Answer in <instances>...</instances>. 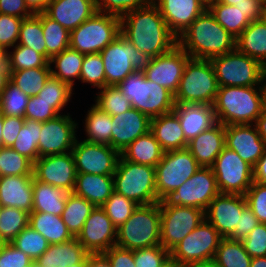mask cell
Here are the masks:
<instances>
[{
    "label": "cell",
    "mask_w": 266,
    "mask_h": 267,
    "mask_svg": "<svg viewBox=\"0 0 266 267\" xmlns=\"http://www.w3.org/2000/svg\"><path fill=\"white\" fill-rule=\"evenodd\" d=\"M66 190L33 179V212L61 216L67 202Z\"/></svg>",
    "instance_id": "35"
},
{
    "label": "cell",
    "mask_w": 266,
    "mask_h": 267,
    "mask_svg": "<svg viewBox=\"0 0 266 267\" xmlns=\"http://www.w3.org/2000/svg\"><path fill=\"white\" fill-rule=\"evenodd\" d=\"M96 12L95 0H51L44 13L71 32Z\"/></svg>",
    "instance_id": "25"
},
{
    "label": "cell",
    "mask_w": 266,
    "mask_h": 267,
    "mask_svg": "<svg viewBox=\"0 0 266 267\" xmlns=\"http://www.w3.org/2000/svg\"><path fill=\"white\" fill-rule=\"evenodd\" d=\"M250 267H266V256L252 258Z\"/></svg>",
    "instance_id": "71"
},
{
    "label": "cell",
    "mask_w": 266,
    "mask_h": 267,
    "mask_svg": "<svg viewBox=\"0 0 266 267\" xmlns=\"http://www.w3.org/2000/svg\"><path fill=\"white\" fill-rule=\"evenodd\" d=\"M169 255L170 252L161 244L134 250L135 267H160Z\"/></svg>",
    "instance_id": "56"
},
{
    "label": "cell",
    "mask_w": 266,
    "mask_h": 267,
    "mask_svg": "<svg viewBox=\"0 0 266 267\" xmlns=\"http://www.w3.org/2000/svg\"><path fill=\"white\" fill-rule=\"evenodd\" d=\"M103 255L110 262L111 267H135L134 251L130 249L112 246Z\"/></svg>",
    "instance_id": "62"
},
{
    "label": "cell",
    "mask_w": 266,
    "mask_h": 267,
    "mask_svg": "<svg viewBox=\"0 0 266 267\" xmlns=\"http://www.w3.org/2000/svg\"><path fill=\"white\" fill-rule=\"evenodd\" d=\"M75 90L70 85L50 76L37 96L41 97L45 102L50 103V106L59 114H63L69 113L66 112L69 108L67 106L73 102L72 98L76 95ZM65 108L67 109L65 110Z\"/></svg>",
    "instance_id": "40"
},
{
    "label": "cell",
    "mask_w": 266,
    "mask_h": 267,
    "mask_svg": "<svg viewBox=\"0 0 266 267\" xmlns=\"http://www.w3.org/2000/svg\"><path fill=\"white\" fill-rule=\"evenodd\" d=\"M77 171L72 152L39 157L33 163V177L41 182L73 192Z\"/></svg>",
    "instance_id": "18"
},
{
    "label": "cell",
    "mask_w": 266,
    "mask_h": 267,
    "mask_svg": "<svg viewBox=\"0 0 266 267\" xmlns=\"http://www.w3.org/2000/svg\"><path fill=\"white\" fill-rule=\"evenodd\" d=\"M7 66L9 71L50 67L49 60L44 55L20 44L8 50Z\"/></svg>",
    "instance_id": "46"
},
{
    "label": "cell",
    "mask_w": 266,
    "mask_h": 267,
    "mask_svg": "<svg viewBox=\"0 0 266 267\" xmlns=\"http://www.w3.org/2000/svg\"><path fill=\"white\" fill-rule=\"evenodd\" d=\"M17 44L32 48L47 58L46 44L41 23V13L23 19Z\"/></svg>",
    "instance_id": "48"
},
{
    "label": "cell",
    "mask_w": 266,
    "mask_h": 267,
    "mask_svg": "<svg viewBox=\"0 0 266 267\" xmlns=\"http://www.w3.org/2000/svg\"><path fill=\"white\" fill-rule=\"evenodd\" d=\"M29 225V213L12 207H2L0 210V239L11 243L16 236Z\"/></svg>",
    "instance_id": "45"
},
{
    "label": "cell",
    "mask_w": 266,
    "mask_h": 267,
    "mask_svg": "<svg viewBox=\"0 0 266 267\" xmlns=\"http://www.w3.org/2000/svg\"><path fill=\"white\" fill-rule=\"evenodd\" d=\"M208 10L216 21L234 38H237L251 23L240 9L223 3H213Z\"/></svg>",
    "instance_id": "41"
},
{
    "label": "cell",
    "mask_w": 266,
    "mask_h": 267,
    "mask_svg": "<svg viewBox=\"0 0 266 267\" xmlns=\"http://www.w3.org/2000/svg\"><path fill=\"white\" fill-rule=\"evenodd\" d=\"M11 244L34 261L49 247L47 239L29 225L16 236Z\"/></svg>",
    "instance_id": "51"
},
{
    "label": "cell",
    "mask_w": 266,
    "mask_h": 267,
    "mask_svg": "<svg viewBox=\"0 0 266 267\" xmlns=\"http://www.w3.org/2000/svg\"><path fill=\"white\" fill-rule=\"evenodd\" d=\"M79 82L83 84L81 87L89 85L96 90L106 86V75L100 53L85 55Z\"/></svg>",
    "instance_id": "52"
},
{
    "label": "cell",
    "mask_w": 266,
    "mask_h": 267,
    "mask_svg": "<svg viewBox=\"0 0 266 267\" xmlns=\"http://www.w3.org/2000/svg\"><path fill=\"white\" fill-rule=\"evenodd\" d=\"M191 267H219L213 261L196 264Z\"/></svg>",
    "instance_id": "75"
},
{
    "label": "cell",
    "mask_w": 266,
    "mask_h": 267,
    "mask_svg": "<svg viewBox=\"0 0 266 267\" xmlns=\"http://www.w3.org/2000/svg\"><path fill=\"white\" fill-rule=\"evenodd\" d=\"M24 123V117L3 116L2 139L4 147H12Z\"/></svg>",
    "instance_id": "63"
},
{
    "label": "cell",
    "mask_w": 266,
    "mask_h": 267,
    "mask_svg": "<svg viewBox=\"0 0 266 267\" xmlns=\"http://www.w3.org/2000/svg\"><path fill=\"white\" fill-rule=\"evenodd\" d=\"M251 260L242 241L222 238L213 262L219 267H250Z\"/></svg>",
    "instance_id": "39"
},
{
    "label": "cell",
    "mask_w": 266,
    "mask_h": 267,
    "mask_svg": "<svg viewBox=\"0 0 266 267\" xmlns=\"http://www.w3.org/2000/svg\"><path fill=\"white\" fill-rule=\"evenodd\" d=\"M94 208L95 206L83 197L73 192L68 193L61 218L73 237H77L80 233L86 219Z\"/></svg>",
    "instance_id": "38"
},
{
    "label": "cell",
    "mask_w": 266,
    "mask_h": 267,
    "mask_svg": "<svg viewBox=\"0 0 266 267\" xmlns=\"http://www.w3.org/2000/svg\"><path fill=\"white\" fill-rule=\"evenodd\" d=\"M236 49L266 67V17L247 26L236 38Z\"/></svg>",
    "instance_id": "33"
},
{
    "label": "cell",
    "mask_w": 266,
    "mask_h": 267,
    "mask_svg": "<svg viewBox=\"0 0 266 267\" xmlns=\"http://www.w3.org/2000/svg\"><path fill=\"white\" fill-rule=\"evenodd\" d=\"M121 35L150 58L170 51L178 38L170 31L158 7L151 2L120 19Z\"/></svg>",
    "instance_id": "1"
},
{
    "label": "cell",
    "mask_w": 266,
    "mask_h": 267,
    "mask_svg": "<svg viewBox=\"0 0 266 267\" xmlns=\"http://www.w3.org/2000/svg\"><path fill=\"white\" fill-rule=\"evenodd\" d=\"M160 267H185L184 265L180 264L177 260H175L171 255H169Z\"/></svg>",
    "instance_id": "70"
},
{
    "label": "cell",
    "mask_w": 266,
    "mask_h": 267,
    "mask_svg": "<svg viewBox=\"0 0 266 267\" xmlns=\"http://www.w3.org/2000/svg\"><path fill=\"white\" fill-rule=\"evenodd\" d=\"M22 21L20 17L0 14V46L7 51L17 44Z\"/></svg>",
    "instance_id": "55"
},
{
    "label": "cell",
    "mask_w": 266,
    "mask_h": 267,
    "mask_svg": "<svg viewBox=\"0 0 266 267\" xmlns=\"http://www.w3.org/2000/svg\"><path fill=\"white\" fill-rule=\"evenodd\" d=\"M245 198L259 222L266 223V184L253 182Z\"/></svg>",
    "instance_id": "57"
},
{
    "label": "cell",
    "mask_w": 266,
    "mask_h": 267,
    "mask_svg": "<svg viewBox=\"0 0 266 267\" xmlns=\"http://www.w3.org/2000/svg\"><path fill=\"white\" fill-rule=\"evenodd\" d=\"M89 253L76 239L49 244L48 249L35 261L40 267H69L80 263Z\"/></svg>",
    "instance_id": "31"
},
{
    "label": "cell",
    "mask_w": 266,
    "mask_h": 267,
    "mask_svg": "<svg viewBox=\"0 0 266 267\" xmlns=\"http://www.w3.org/2000/svg\"><path fill=\"white\" fill-rule=\"evenodd\" d=\"M0 176H33V162L12 148H0Z\"/></svg>",
    "instance_id": "49"
},
{
    "label": "cell",
    "mask_w": 266,
    "mask_h": 267,
    "mask_svg": "<svg viewBox=\"0 0 266 267\" xmlns=\"http://www.w3.org/2000/svg\"><path fill=\"white\" fill-rule=\"evenodd\" d=\"M50 76V67L10 71V81L29 97L36 96Z\"/></svg>",
    "instance_id": "42"
},
{
    "label": "cell",
    "mask_w": 266,
    "mask_h": 267,
    "mask_svg": "<svg viewBox=\"0 0 266 267\" xmlns=\"http://www.w3.org/2000/svg\"><path fill=\"white\" fill-rule=\"evenodd\" d=\"M34 262L11 243H4L0 249V267H31Z\"/></svg>",
    "instance_id": "60"
},
{
    "label": "cell",
    "mask_w": 266,
    "mask_h": 267,
    "mask_svg": "<svg viewBox=\"0 0 266 267\" xmlns=\"http://www.w3.org/2000/svg\"><path fill=\"white\" fill-rule=\"evenodd\" d=\"M190 58L177 44L170 51L151 58L148 67L143 72L146 79L156 82L174 95Z\"/></svg>",
    "instance_id": "19"
},
{
    "label": "cell",
    "mask_w": 266,
    "mask_h": 267,
    "mask_svg": "<svg viewBox=\"0 0 266 267\" xmlns=\"http://www.w3.org/2000/svg\"><path fill=\"white\" fill-rule=\"evenodd\" d=\"M42 122L25 119L12 149L30 159L33 163L39 158V138Z\"/></svg>",
    "instance_id": "44"
},
{
    "label": "cell",
    "mask_w": 266,
    "mask_h": 267,
    "mask_svg": "<svg viewBox=\"0 0 266 267\" xmlns=\"http://www.w3.org/2000/svg\"><path fill=\"white\" fill-rule=\"evenodd\" d=\"M253 182L266 184V147L263 156L258 160L253 169Z\"/></svg>",
    "instance_id": "66"
},
{
    "label": "cell",
    "mask_w": 266,
    "mask_h": 267,
    "mask_svg": "<svg viewBox=\"0 0 266 267\" xmlns=\"http://www.w3.org/2000/svg\"><path fill=\"white\" fill-rule=\"evenodd\" d=\"M170 31L178 38L207 8L199 0H152Z\"/></svg>",
    "instance_id": "24"
},
{
    "label": "cell",
    "mask_w": 266,
    "mask_h": 267,
    "mask_svg": "<svg viewBox=\"0 0 266 267\" xmlns=\"http://www.w3.org/2000/svg\"><path fill=\"white\" fill-rule=\"evenodd\" d=\"M263 102L266 105V77H265V80L263 82Z\"/></svg>",
    "instance_id": "78"
},
{
    "label": "cell",
    "mask_w": 266,
    "mask_h": 267,
    "mask_svg": "<svg viewBox=\"0 0 266 267\" xmlns=\"http://www.w3.org/2000/svg\"><path fill=\"white\" fill-rule=\"evenodd\" d=\"M234 6L251 22L266 17V0H244Z\"/></svg>",
    "instance_id": "64"
},
{
    "label": "cell",
    "mask_w": 266,
    "mask_h": 267,
    "mask_svg": "<svg viewBox=\"0 0 266 267\" xmlns=\"http://www.w3.org/2000/svg\"><path fill=\"white\" fill-rule=\"evenodd\" d=\"M50 1L51 0H25V4L33 14H37L45 12Z\"/></svg>",
    "instance_id": "67"
},
{
    "label": "cell",
    "mask_w": 266,
    "mask_h": 267,
    "mask_svg": "<svg viewBox=\"0 0 266 267\" xmlns=\"http://www.w3.org/2000/svg\"><path fill=\"white\" fill-rule=\"evenodd\" d=\"M94 96V104L111 116L122 114L132 108L129 99L122 94L118 86H105L97 90Z\"/></svg>",
    "instance_id": "47"
},
{
    "label": "cell",
    "mask_w": 266,
    "mask_h": 267,
    "mask_svg": "<svg viewBox=\"0 0 266 267\" xmlns=\"http://www.w3.org/2000/svg\"><path fill=\"white\" fill-rule=\"evenodd\" d=\"M215 71L210 60L190 58L184 68L174 101L178 104L213 105L218 92Z\"/></svg>",
    "instance_id": "7"
},
{
    "label": "cell",
    "mask_w": 266,
    "mask_h": 267,
    "mask_svg": "<svg viewBox=\"0 0 266 267\" xmlns=\"http://www.w3.org/2000/svg\"><path fill=\"white\" fill-rule=\"evenodd\" d=\"M69 267H88V255L78 264H73Z\"/></svg>",
    "instance_id": "76"
},
{
    "label": "cell",
    "mask_w": 266,
    "mask_h": 267,
    "mask_svg": "<svg viewBox=\"0 0 266 267\" xmlns=\"http://www.w3.org/2000/svg\"><path fill=\"white\" fill-rule=\"evenodd\" d=\"M8 51L0 46V67L7 66Z\"/></svg>",
    "instance_id": "72"
},
{
    "label": "cell",
    "mask_w": 266,
    "mask_h": 267,
    "mask_svg": "<svg viewBox=\"0 0 266 267\" xmlns=\"http://www.w3.org/2000/svg\"><path fill=\"white\" fill-rule=\"evenodd\" d=\"M113 180L114 191L138 205L160 202L157 197L153 166L133 163L120 155Z\"/></svg>",
    "instance_id": "6"
},
{
    "label": "cell",
    "mask_w": 266,
    "mask_h": 267,
    "mask_svg": "<svg viewBox=\"0 0 266 267\" xmlns=\"http://www.w3.org/2000/svg\"><path fill=\"white\" fill-rule=\"evenodd\" d=\"M113 192V175L80 173L76 176L73 193L83 197L95 207H101Z\"/></svg>",
    "instance_id": "30"
},
{
    "label": "cell",
    "mask_w": 266,
    "mask_h": 267,
    "mask_svg": "<svg viewBox=\"0 0 266 267\" xmlns=\"http://www.w3.org/2000/svg\"><path fill=\"white\" fill-rule=\"evenodd\" d=\"M2 133H3V115L0 113V148L4 147Z\"/></svg>",
    "instance_id": "74"
},
{
    "label": "cell",
    "mask_w": 266,
    "mask_h": 267,
    "mask_svg": "<svg viewBox=\"0 0 266 267\" xmlns=\"http://www.w3.org/2000/svg\"><path fill=\"white\" fill-rule=\"evenodd\" d=\"M29 98L9 80L0 96V113L3 116L24 117Z\"/></svg>",
    "instance_id": "50"
},
{
    "label": "cell",
    "mask_w": 266,
    "mask_h": 267,
    "mask_svg": "<svg viewBox=\"0 0 266 267\" xmlns=\"http://www.w3.org/2000/svg\"><path fill=\"white\" fill-rule=\"evenodd\" d=\"M225 147V125L217 122L197 137L192 138L188 142L187 149L200 167L211 168L216 157Z\"/></svg>",
    "instance_id": "27"
},
{
    "label": "cell",
    "mask_w": 266,
    "mask_h": 267,
    "mask_svg": "<svg viewBox=\"0 0 266 267\" xmlns=\"http://www.w3.org/2000/svg\"><path fill=\"white\" fill-rule=\"evenodd\" d=\"M200 168L187 148L164 152L162 160L155 167L158 199L178 189Z\"/></svg>",
    "instance_id": "13"
},
{
    "label": "cell",
    "mask_w": 266,
    "mask_h": 267,
    "mask_svg": "<svg viewBox=\"0 0 266 267\" xmlns=\"http://www.w3.org/2000/svg\"><path fill=\"white\" fill-rule=\"evenodd\" d=\"M259 223L251 208L246 205L239 216L238 225L227 238L242 241Z\"/></svg>",
    "instance_id": "61"
},
{
    "label": "cell",
    "mask_w": 266,
    "mask_h": 267,
    "mask_svg": "<svg viewBox=\"0 0 266 267\" xmlns=\"http://www.w3.org/2000/svg\"><path fill=\"white\" fill-rule=\"evenodd\" d=\"M57 115L59 113L50 106V103L45 102L36 95L28 99L24 118L44 123Z\"/></svg>",
    "instance_id": "59"
},
{
    "label": "cell",
    "mask_w": 266,
    "mask_h": 267,
    "mask_svg": "<svg viewBox=\"0 0 266 267\" xmlns=\"http://www.w3.org/2000/svg\"><path fill=\"white\" fill-rule=\"evenodd\" d=\"M219 87L263 86L266 67L259 61L234 49L210 59Z\"/></svg>",
    "instance_id": "8"
},
{
    "label": "cell",
    "mask_w": 266,
    "mask_h": 267,
    "mask_svg": "<svg viewBox=\"0 0 266 267\" xmlns=\"http://www.w3.org/2000/svg\"><path fill=\"white\" fill-rule=\"evenodd\" d=\"M173 111L180 121L184 137L188 142L217 123L213 105L204 103H175Z\"/></svg>",
    "instance_id": "26"
},
{
    "label": "cell",
    "mask_w": 266,
    "mask_h": 267,
    "mask_svg": "<svg viewBox=\"0 0 266 267\" xmlns=\"http://www.w3.org/2000/svg\"><path fill=\"white\" fill-rule=\"evenodd\" d=\"M164 152L187 148L180 121L174 111L151 118V129Z\"/></svg>",
    "instance_id": "29"
},
{
    "label": "cell",
    "mask_w": 266,
    "mask_h": 267,
    "mask_svg": "<svg viewBox=\"0 0 266 267\" xmlns=\"http://www.w3.org/2000/svg\"><path fill=\"white\" fill-rule=\"evenodd\" d=\"M241 1H244V0H216L217 3H223V4L231 5V6L237 5Z\"/></svg>",
    "instance_id": "73"
},
{
    "label": "cell",
    "mask_w": 266,
    "mask_h": 267,
    "mask_svg": "<svg viewBox=\"0 0 266 267\" xmlns=\"http://www.w3.org/2000/svg\"><path fill=\"white\" fill-rule=\"evenodd\" d=\"M163 154L164 151L151 131L139 136L120 153L125 160L153 167L162 160Z\"/></svg>",
    "instance_id": "34"
},
{
    "label": "cell",
    "mask_w": 266,
    "mask_h": 267,
    "mask_svg": "<svg viewBox=\"0 0 266 267\" xmlns=\"http://www.w3.org/2000/svg\"><path fill=\"white\" fill-rule=\"evenodd\" d=\"M220 193L245 196L253 184V167L225 147L212 165Z\"/></svg>",
    "instance_id": "14"
},
{
    "label": "cell",
    "mask_w": 266,
    "mask_h": 267,
    "mask_svg": "<svg viewBox=\"0 0 266 267\" xmlns=\"http://www.w3.org/2000/svg\"><path fill=\"white\" fill-rule=\"evenodd\" d=\"M152 0H95L98 12L119 17L128 12L149 5Z\"/></svg>",
    "instance_id": "54"
},
{
    "label": "cell",
    "mask_w": 266,
    "mask_h": 267,
    "mask_svg": "<svg viewBox=\"0 0 266 267\" xmlns=\"http://www.w3.org/2000/svg\"><path fill=\"white\" fill-rule=\"evenodd\" d=\"M0 14L28 18L33 13L28 9L25 0H0Z\"/></svg>",
    "instance_id": "65"
},
{
    "label": "cell",
    "mask_w": 266,
    "mask_h": 267,
    "mask_svg": "<svg viewBox=\"0 0 266 267\" xmlns=\"http://www.w3.org/2000/svg\"><path fill=\"white\" fill-rule=\"evenodd\" d=\"M178 45L191 58L210 60L236 49V38L206 9L178 37Z\"/></svg>",
    "instance_id": "2"
},
{
    "label": "cell",
    "mask_w": 266,
    "mask_h": 267,
    "mask_svg": "<svg viewBox=\"0 0 266 267\" xmlns=\"http://www.w3.org/2000/svg\"><path fill=\"white\" fill-rule=\"evenodd\" d=\"M84 57V54L70 47L52 56L49 60L51 76L77 89L75 85L80 80Z\"/></svg>",
    "instance_id": "36"
},
{
    "label": "cell",
    "mask_w": 266,
    "mask_h": 267,
    "mask_svg": "<svg viewBox=\"0 0 266 267\" xmlns=\"http://www.w3.org/2000/svg\"><path fill=\"white\" fill-rule=\"evenodd\" d=\"M117 229L102 207H95L76 239L89 254H103L116 244Z\"/></svg>",
    "instance_id": "20"
},
{
    "label": "cell",
    "mask_w": 266,
    "mask_h": 267,
    "mask_svg": "<svg viewBox=\"0 0 266 267\" xmlns=\"http://www.w3.org/2000/svg\"><path fill=\"white\" fill-rule=\"evenodd\" d=\"M82 119V132L85 136L80 139L90 143L106 144L111 146L112 135V117L108 113L102 111L94 103L88 106L87 111ZM86 137V138H85Z\"/></svg>",
    "instance_id": "32"
},
{
    "label": "cell",
    "mask_w": 266,
    "mask_h": 267,
    "mask_svg": "<svg viewBox=\"0 0 266 267\" xmlns=\"http://www.w3.org/2000/svg\"><path fill=\"white\" fill-rule=\"evenodd\" d=\"M88 267H111L103 254H88Z\"/></svg>",
    "instance_id": "68"
},
{
    "label": "cell",
    "mask_w": 266,
    "mask_h": 267,
    "mask_svg": "<svg viewBox=\"0 0 266 267\" xmlns=\"http://www.w3.org/2000/svg\"><path fill=\"white\" fill-rule=\"evenodd\" d=\"M219 193L212 168L201 167L178 189L165 194L160 199L159 206H191L205 212Z\"/></svg>",
    "instance_id": "12"
},
{
    "label": "cell",
    "mask_w": 266,
    "mask_h": 267,
    "mask_svg": "<svg viewBox=\"0 0 266 267\" xmlns=\"http://www.w3.org/2000/svg\"><path fill=\"white\" fill-rule=\"evenodd\" d=\"M33 176L0 177V204L32 212Z\"/></svg>",
    "instance_id": "28"
},
{
    "label": "cell",
    "mask_w": 266,
    "mask_h": 267,
    "mask_svg": "<svg viewBox=\"0 0 266 267\" xmlns=\"http://www.w3.org/2000/svg\"><path fill=\"white\" fill-rule=\"evenodd\" d=\"M246 205L243 195L219 193L206 208L205 219L223 238H227L238 225L239 216Z\"/></svg>",
    "instance_id": "21"
},
{
    "label": "cell",
    "mask_w": 266,
    "mask_h": 267,
    "mask_svg": "<svg viewBox=\"0 0 266 267\" xmlns=\"http://www.w3.org/2000/svg\"><path fill=\"white\" fill-rule=\"evenodd\" d=\"M120 34V18L97 11L70 32L69 47L84 55L100 53Z\"/></svg>",
    "instance_id": "10"
},
{
    "label": "cell",
    "mask_w": 266,
    "mask_h": 267,
    "mask_svg": "<svg viewBox=\"0 0 266 267\" xmlns=\"http://www.w3.org/2000/svg\"><path fill=\"white\" fill-rule=\"evenodd\" d=\"M29 226L42 234L49 244H59L74 238L61 216L43 212L29 213Z\"/></svg>",
    "instance_id": "37"
},
{
    "label": "cell",
    "mask_w": 266,
    "mask_h": 267,
    "mask_svg": "<svg viewBox=\"0 0 266 267\" xmlns=\"http://www.w3.org/2000/svg\"><path fill=\"white\" fill-rule=\"evenodd\" d=\"M207 9L216 2V0H199Z\"/></svg>",
    "instance_id": "77"
},
{
    "label": "cell",
    "mask_w": 266,
    "mask_h": 267,
    "mask_svg": "<svg viewBox=\"0 0 266 267\" xmlns=\"http://www.w3.org/2000/svg\"><path fill=\"white\" fill-rule=\"evenodd\" d=\"M159 202L138 205L116 231V246L132 251L160 245Z\"/></svg>",
    "instance_id": "4"
},
{
    "label": "cell",
    "mask_w": 266,
    "mask_h": 267,
    "mask_svg": "<svg viewBox=\"0 0 266 267\" xmlns=\"http://www.w3.org/2000/svg\"><path fill=\"white\" fill-rule=\"evenodd\" d=\"M223 237L205 218L182 239L170 255L185 267L213 261Z\"/></svg>",
    "instance_id": "11"
},
{
    "label": "cell",
    "mask_w": 266,
    "mask_h": 267,
    "mask_svg": "<svg viewBox=\"0 0 266 267\" xmlns=\"http://www.w3.org/2000/svg\"><path fill=\"white\" fill-rule=\"evenodd\" d=\"M255 126L257 127L258 133L266 145V105L264 103L261 109V115L256 120Z\"/></svg>",
    "instance_id": "69"
},
{
    "label": "cell",
    "mask_w": 266,
    "mask_h": 267,
    "mask_svg": "<svg viewBox=\"0 0 266 267\" xmlns=\"http://www.w3.org/2000/svg\"><path fill=\"white\" fill-rule=\"evenodd\" d=\"M117 86L129 99L132 108L150 118L169 113L174 109V95L163 86L146 79L143 71L131 73Z\"/></svg>",
    "instance_id": "5"
},
{
    "label": "cell",
    "mask_w": 266,
    "mask_h": 267,
    "mask_svg": "<svg viewBox=\"0 0 266 267\" xmlns=\"http://www.w3.org/2000/svg\"><path fill=\"white\" fill-rule=\"evenodd\" d=\"M31 267H40V266L34 262Z\"/></svg>",
    "instance_id": "79"
},
{
    "label": "cell",
    "mask_w": 266,
    "mask_h": 267,
    "mask_svg": "<svg viewBox=\"0 0 266 267\" xmlns=\"http://www.w3.org/2000/svg\"><path fill=\"white\" fill-rule=\"evenodd\" d=\"M137 206L138 204L131 199L114 191L101 207L112 221L114 227L118 229L132 215Z\"/></svg>",
    "instance_id": "53"
},
{
    "label": "cell",
    "mask_w": 266,
    "mask_h": 267,
    "mask_svg": "<svg viewBox=\"0 0 266 267\" xmlns=\"http://www.w3.org/2000/svg\"><path fill=\"white\" fill-rule=\"evenodd\" d=\"M111 117V147L119 153L151 129V118L135 108Z\"/></svg>",
    "instance_id": "23"
},
{
    "label": "cell",
    "mask_w": 266,
    "mask_h": 267,
    "mask_svg": "<svg viewBox=\"0 0 266 267\" xmlns=\"http://www.w3.org/2000/svg\"><path fill=\"white\" fill-rule=\"evenodd\" d=\"M42 30L47 50V59L61 53L70 46V32L58 22L41 13Z\"/></svg>",
    "instance_id": "43"
},
{
    "label": "cell",
    "mask_w": 266,
    "mask_h": 267,
    "mask_svg": "<svg viewBox=\"0 0 266 267\" xmlns=\"http://www.w3.org/2000/svg\"><path fill=\"white\" fill-rule=\"evenodd\" d=\"M70 113L59 114L42 123L38 144L39 157L72 151L80 132V122Z\"/></svg>",
    "instance_id": "16"
},
{
    "label": "cell",
    "mask_w": 266,
    "mask_h": 267,
    "mask_svg": "<svg viewBox=\"0 0 266 267\" xmlns=\"http://www.w3.org/2000/svg\"><path fill=\"white\" fill-rule=\"evenodd\" d=\"M80 136L71 151L77 174L113 175L120 153L110 145L83 141Z\"/></svg>",
    "instance_id": "17"
},
{
    "label": "cell",
    "mask_w": 266,
    "mask_h": 267,
    "mask_svg": "<svg viewBox=\"0 0 266 267\" xmlns=\"http://www.w3.org/2000/svg\"><path fill=\"white\" fill-rule=\"evenodd\" d=\"M100 55L106 75V86H116L131 73L144 71L151 59L121 34L106 46Z\"/></svg>",
    "instance_id": "9"
},
{
    "label": "cell",
    "mask_w": 266,
    "mask_h": 267,
    "mask_svg": "<svg viewBox=\"0 0 266 267\" xmlns=\"http://www.w3.org/2000/svg\"><path fill=\"white\" fill-rule=\"evenodd\" d=\"M225 144L253 168L266 147L255 124L225 125Z\"/></svg>",
    "instance_id": "22"
},
{
    "label": "cell",
    "mask_w": 266,
    "mask_h": 267,
    "mask_svg": "<svg viewBox=\"0 0 266 267\" xmlns=\"http://www.w3.org/2000/svg\"><path fill=\"white\" fill-rule=\"evenodd\" d=\"M263 103V86H224L218 88L213 107L223 125L255 124Z\"/></svg>",
    "instance_id": "3"
},
{
    "label": "cell",
    "mask_w": 266,
    "mask_h": 267,
    "mask_svg": "<svg viewBox=\"0 0 266 267\" xmlns=\"http://www.w3.org/2000/svg\"><path fill=\"white\" fill-rule=\"evenodd\" d=\"M242 243L251 258L266 256V223H259Z\"/></svg>",
    "instance_id": "58"
},
{
    "label": "cell",
    "mask_w": 266,
    "mask_h": 267,
    "mask_svg": "<svg viewBox=\"0 0 266 267\" xmlns=\"http://www.w3.org/2000/svg\"><path fill=\"white\" fill-rule=\"evenodd\" d=\"M160 244L169 252L205 218L202 209L191 206H160Z\"/></svg>",
    "instance_id": "15"
},
{
    "label": "cell",
    "mask_w": 266,
    "mask_h": 267,
    "mask_svg": "<svg viewBox=\"0 0 266 267\" xmlns=\"http://www.w3.org/2000/svg\"><path fill=\"white\" fill-rule=\"evenodd\" d=\"M3 244H4V242L0 239V249H1Z\"/></svg>",
    "instance_id": "80"
}]
</instances>
